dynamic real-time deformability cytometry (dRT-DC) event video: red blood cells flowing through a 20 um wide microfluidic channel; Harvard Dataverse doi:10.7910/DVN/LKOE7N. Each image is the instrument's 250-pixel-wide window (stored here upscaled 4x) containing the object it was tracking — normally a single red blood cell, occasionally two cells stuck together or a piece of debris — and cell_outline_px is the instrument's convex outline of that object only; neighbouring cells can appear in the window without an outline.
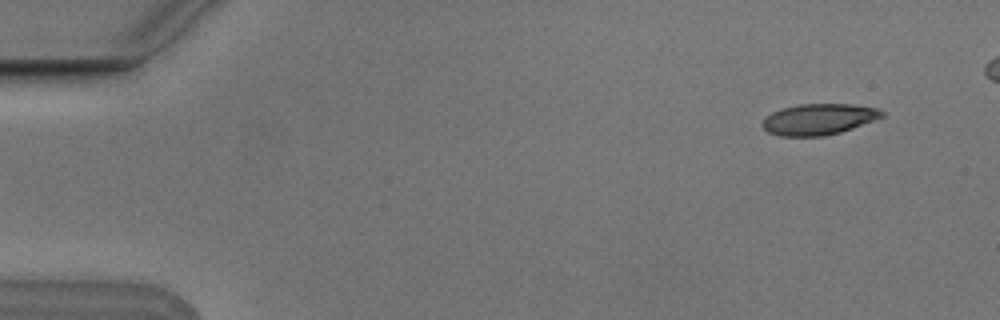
{"species": "Egyptian fruit bat (a non-hibernating species)", "species_latin": "Rousettus aegyptiacus", "temperature_condition": "cold", "stored_images_in_passage": 5, "camera_frame_rate_fps": 3000, "um_per_image_px": 0.085, "animal": {"sex": "male"}, "frame": {"image": 1, "passage_image": 1, "time_ms": 0.0, "image_size_px": [1000, 320], "cell_outline_px": [[884, 116], [852, 128], [840, 132], [824, 136], [780, 136], [768, 132], [760, 124], [764, 116], [772, 112], [784, 108], [800, 104], [852, 104], [876, 108], [884, 112]], "centroid_in_image_um": [69.54, 10.14], "position_along_channel_um": 15.5, "area_um2": 21.56}}